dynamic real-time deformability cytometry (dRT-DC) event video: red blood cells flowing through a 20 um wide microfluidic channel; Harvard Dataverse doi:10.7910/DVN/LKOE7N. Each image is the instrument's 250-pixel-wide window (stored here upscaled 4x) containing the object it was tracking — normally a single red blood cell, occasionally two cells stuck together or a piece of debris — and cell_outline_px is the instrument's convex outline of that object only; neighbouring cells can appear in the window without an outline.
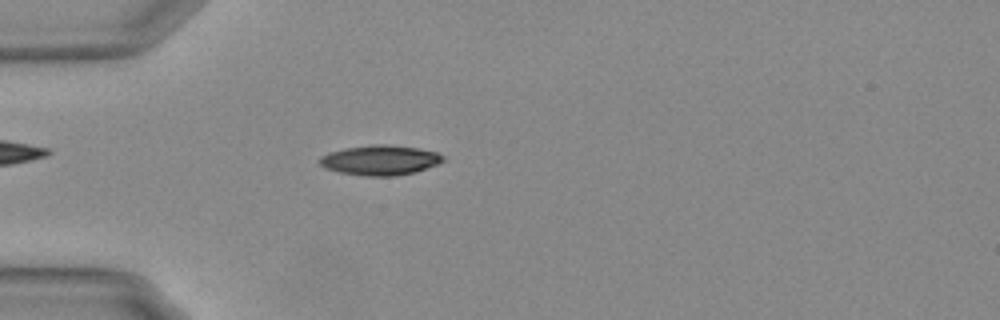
{"species": "Egyptian fruit bat (a non-hibernating species)", "species_latin": "Rousettus aegyptiacus", "temperature_condition": "warm", "stored_images_in_passage": 55, "camera_frame_rate_fps": 3000, "um_per_image_px": 0.085, "animal": {"sex": "female"}, "frame": {"image": 1, "passage_image": 16, "time_ms": 5.0, "image_size_px": [1000, 320], "cell_outline_px": [[444, 160], [436, 164], [416, 172], [396, 176], [364, 176], [340, 172], [324, 168], [316, 160], [320, 156], [328, 152], [344, 148], [372, 144], [388, 144], [420, 148], [436, 152], [444, 156]], "centroid_in_image_um": [32.27, 13.6], "position_along_channel_um": 52.7, "area_um2": 21.79}}
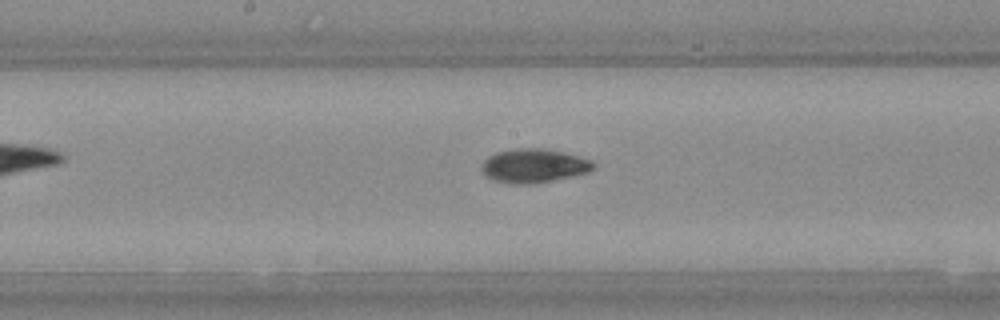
{"frame": {"image": 2, "passage_image": 29, "time_ms": 9.333, "image_size_px": [1000, 320], "cell_outline_px": [[596, 164], [588, 172], [532, 184], [512, 184], [492, 180], [484, 176], [480, 168], [480, 164], [488, 156], [496, 152], [516, 148], [544, 148], [564, 152], [580, 156], [592, 160]], "centroid_in_image_um": [45.32, 14.08], "position_along_channel_um": 202.9, "area_um2": 22.25}}
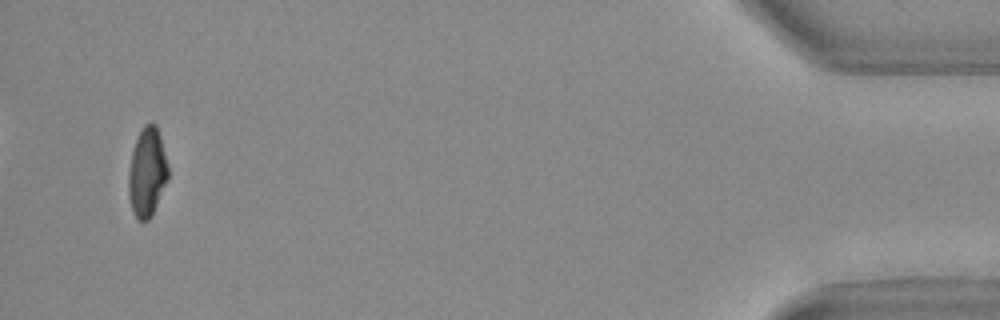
{"frame": {"image": 3, "passage_image": 53, "time_ms": 17.333, "image_size_px": [1000, 320], "cell_outline_px": [[168, 180], [152, 216], [148, 220], [140, 220], [132, 212], [128, 196], [128, 172], [132, 148], [144, 124], [156, 124], [160, 136], [168, 164]], "centroid_in_image_um": [12.5, 14.67], "position_along_channel_um": 422.7, "area_um2": 20.69}, "authors_computed_cell_mechanics": {"area_um2": 20.6924, "velocity_mm_per_s": 3.7337, "shape_relaxation_time_tau1_ms": 5.4387, "shape_relaxation_time_tau2_ms": 4.2775, "deformation_change_tau1": 0.1997, "deformation_change_tau2": 0.0831}}